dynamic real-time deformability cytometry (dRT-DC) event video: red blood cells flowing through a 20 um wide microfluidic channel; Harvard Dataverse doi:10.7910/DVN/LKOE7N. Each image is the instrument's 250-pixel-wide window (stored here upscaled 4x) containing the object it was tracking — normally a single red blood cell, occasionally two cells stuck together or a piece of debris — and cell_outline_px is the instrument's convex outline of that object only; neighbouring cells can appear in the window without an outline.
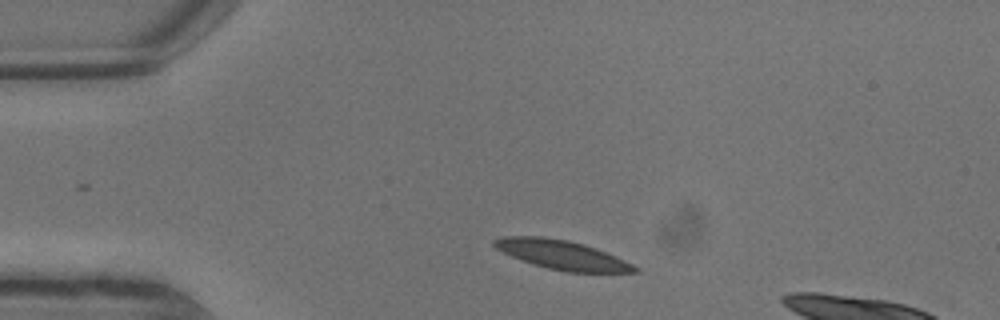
{"species": "common noctule bat (a hibernating species)", "species_latin": "Nyctalus noctula", "temperature_condition": "warm", "stored_images_in_passage": 5, "camera_frame_rate_fps": 3000, "um_per_image_px": 0.085, "animal": {"sex": "male", "body_mass_g": 13.3}, "frame": {"image": 1, "passage_image": 1, "time_ms": 0.0, "image_size_px": [1000, 320], "cell_outline_px": [[640, 272], [568, 272], [548, 268], [532, 264], [520, 260], [496, 248], [492, 244], [492, 240], [504, 236], [544, 236], [568, 240], [584, 244], [596, 248], [632, 264], [640, 268]], "centroid_in_image_um": [47.75, 21.65], "position_along_channel_um": 37.3, "area_um2": 23.76}}
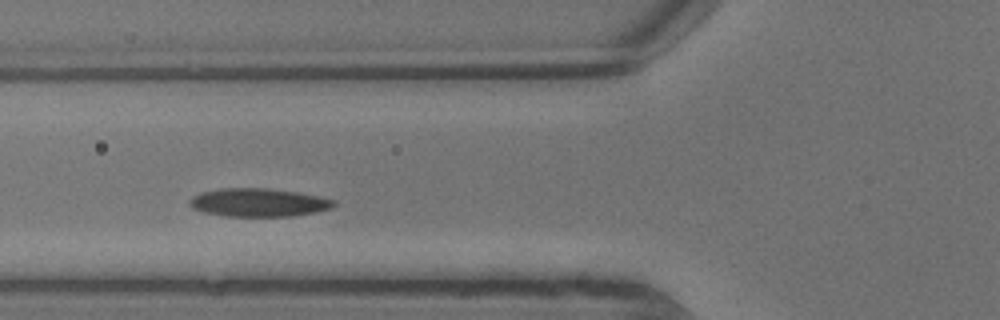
{"frame": {"image": 2, "passage_image": 4, "time_ms": 1.0, "image_size_px": [1000, 320], "cell_outline_px": [[336, 204], [332, 208], [316, 212], [292, 216], [224, 216], [204, 212], [192, 208], [188, 204], [188, 200], [192, 196], [200, 192], [220, 188], [268, 188], [296, 192], [336, 200]], "centroid_in_image_um": [21.94, 17.21], "position_along_channel_um": 103.9, "area_um2": 23.87}}
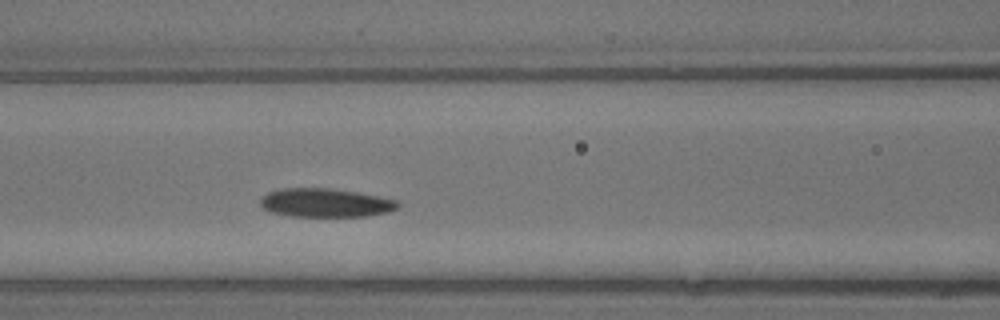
{"frame": {"image": 3, "passage_image": 5, "time_ms": 1.333, "image_size_px": [1000, 320], "cell_outline_px": [[400, 208], [388, 212], [368, 216], [292, 216], [268, 212], [260, 204], [260, 200], [268, 192], [280, 188], [332, 188], [356, 192], [396, 200], [400, 204]], "centroid_in_image_um": [27.66, 17.24], "position_along_channel_um": 138.9, "area_um2": 23.0}}